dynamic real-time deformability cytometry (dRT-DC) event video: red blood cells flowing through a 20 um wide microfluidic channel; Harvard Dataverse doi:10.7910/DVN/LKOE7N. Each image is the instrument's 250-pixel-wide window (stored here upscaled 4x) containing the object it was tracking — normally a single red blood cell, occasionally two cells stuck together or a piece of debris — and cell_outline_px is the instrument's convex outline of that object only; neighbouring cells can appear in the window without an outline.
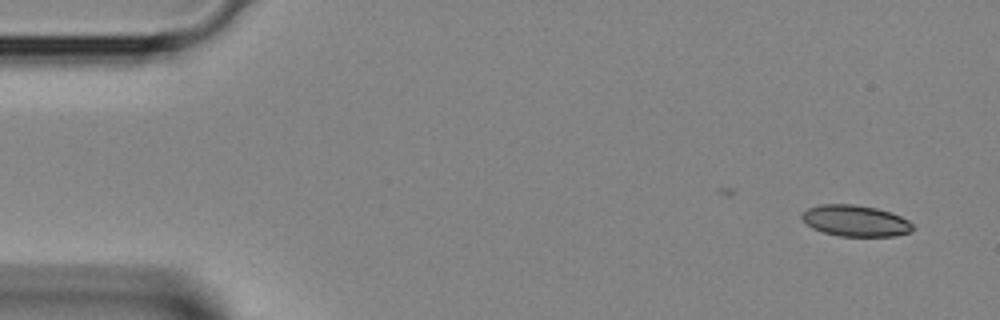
{"species": "Egyptian fruit bat (a non-hibernating species)", "species_latin": "Rousettus aegyptiacus", "temperature_condition": "room temperature", "stored_images_in_passage": 4, "camera_frame_rate_fps": 3000, "um_per_image_px": 0.085, "animal": {"sex": "female"}, "frame": {"image": 1, "passage_image": 1, "time_ms": 0.0, "image_size_px": [1000, 320], "cell_outline_px": [[916, 228], [908, 232], [896, 236], [840, 236], [824, 232], [812, 228], [800, 216], [808, 208], [820, 204], [852, 204], [876, 208], [900, 216], [908, 220]], "centroid_in_image_um": [72.72, 18.77], "position_along_channel_um": 12.3, "area_um2": 20.0}}
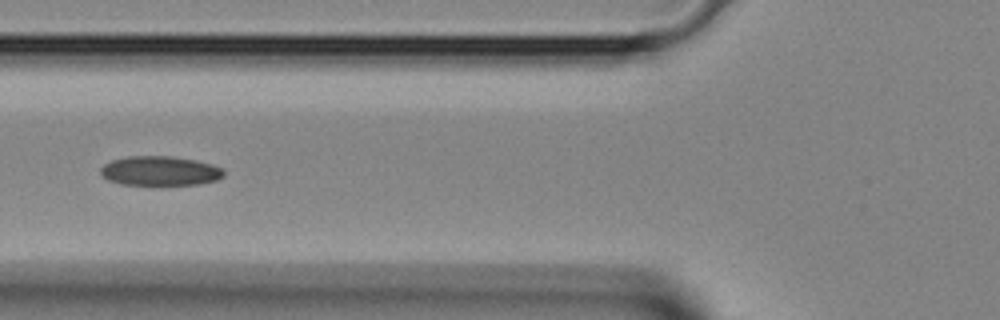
{"frame": {"image": 2, "passage_image": 4, "time_ms": 1.0, "image_size_px": [1000, 320], "cell_outline_px": [[224, 176], [216, 180], [200, 184], [160, 188], [124, 184], [108, 180], [100, 172], [100, 168], [104, 164], [112, 160], [128, 156], [172, 156], [196, 160], [212, 164], [224, 168]], "centroid_in_image_um": [13.64, 14.57], "position_along_channel_um": 112.2, "area_um2": 22.14}}